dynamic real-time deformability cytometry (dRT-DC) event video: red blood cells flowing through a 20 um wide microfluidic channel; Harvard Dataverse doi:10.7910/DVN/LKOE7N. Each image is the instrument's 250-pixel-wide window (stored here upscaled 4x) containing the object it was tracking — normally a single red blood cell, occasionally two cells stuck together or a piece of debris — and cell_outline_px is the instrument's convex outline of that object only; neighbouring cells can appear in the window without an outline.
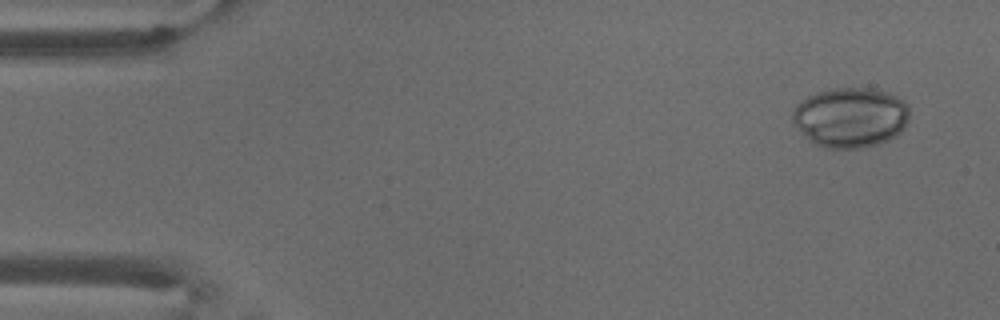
{"species": "common noctule bat (a hibernating species)", "species_latin": "Nyctalus noctula", "temperature_condition": "warm", "stored_images_in_passage": 6, "camera_frame_rate_fps": 3000, "um_per_image_px": 0.085, "animal": {"sex": "male", "body_mass_g": 18.8}, "frame": {"image": 1, "passage_image": 1, "time_ms": 0.0, "image_size_px": [1000, 320], "cell_outline_px": [[908, 120], [904, 128], [896, 136], [888, 140], [876, 144], [860, 148], [824, 148], [808, 140], [792, 124], [792, 108], [796, 104], [808, 96], [816, 92], [828, 88], [872, 88], [888, 92], [904, 100], [908, 104]], "centroid_in_image_um": [72.26, 9.97], "position_along_channel_um": 12.7, "area_um2": 41.38}}